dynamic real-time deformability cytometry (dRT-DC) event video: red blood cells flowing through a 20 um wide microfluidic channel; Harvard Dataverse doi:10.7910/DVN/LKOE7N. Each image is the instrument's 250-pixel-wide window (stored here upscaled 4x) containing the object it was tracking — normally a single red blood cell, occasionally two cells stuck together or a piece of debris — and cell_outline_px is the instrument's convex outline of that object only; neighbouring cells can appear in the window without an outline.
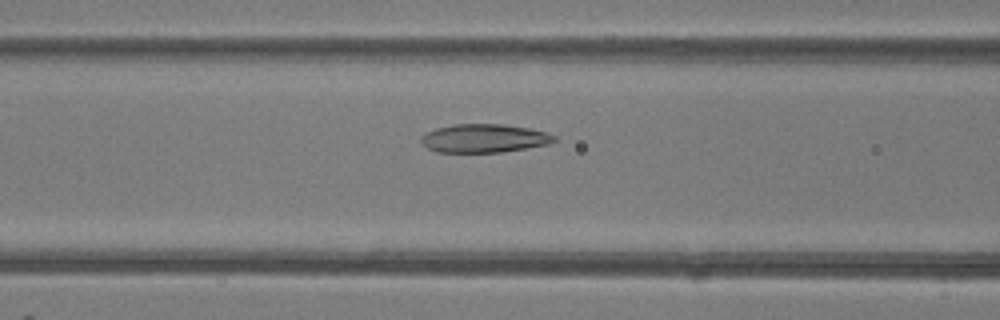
{"species": "common noctule bat (a hibernating species)", "species_latin": "Nyctalus noctula", "temperature_condition": "room temperature", "stored_images_in_passage": 37, "camera_frame_rate_fps": 3000, "um_per_image_px": 0.085, "animal": {"sex": "female"}, "frame": {"image": 1, "passage_image": 8, "time_ms": 2.333, "image_size_px": [1000, 320], "cell_outline_px": [[560, 140], [548, 144], [500, 152], [436, 152], [428, 148], [420, 140], [420, 136], [424, 132], [436, 128], [452, 124], [504, 124], [528, 128], [548, 132], [556, 136]], "centroid_in_image_um": [41.15, 11.74], "position_along_channel_um": 125.4, "area_um2": 22.25}}
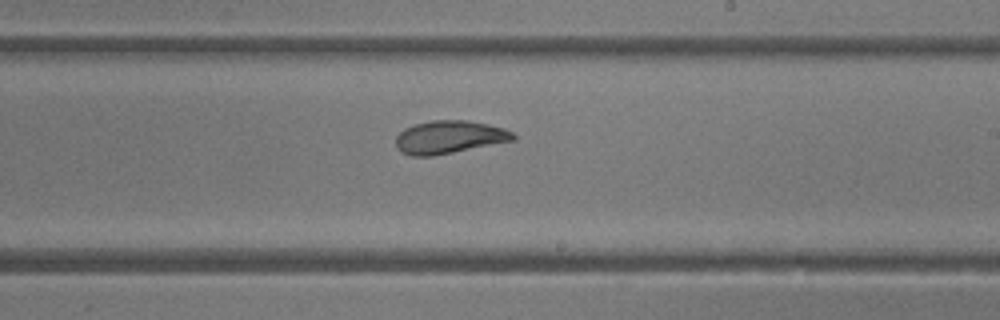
{"frame": {"image": 2, "passage_image": 17, "time_ms": 5.333, "image_size_px": [1000, 320], "cell_outline_px": [[516, 140], [432, 156], [412, 156], [400, 152], [396, 148], [396, 136], [404, 128], [416, 124], [432, 120], [468, 120], [488, 124], [504, 128], [512, 132], [516, 136]], "centroid_in_image_um": [38.18, 11.65], "position_along_channel_um": 250.8, "area_um2": 22.6}}
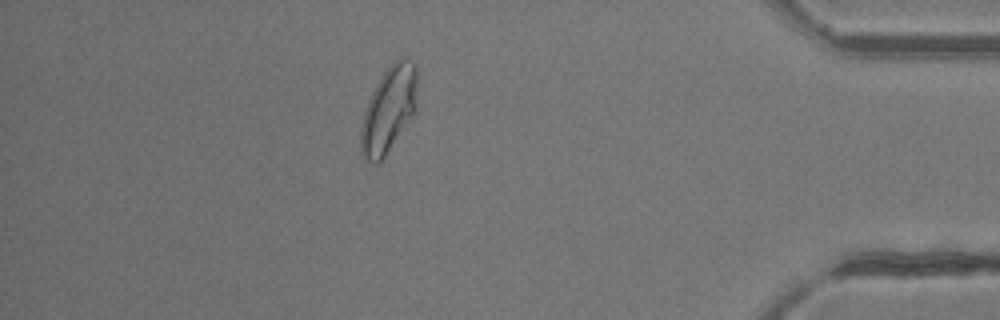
{"frame": {"image": 3, "passage_image": 31, "time_ms": 10.0, "image_size_px": [1000, 320], "cell_outline_px": [[416, 112], [384, 156], [376, 164], [372, 164], [364, 160], [360, 148], [360, 128], [364, 112], [372, 92], [376, 84], [384, 72], [400, 56], [404, 56], [416, 64]], "centroid_in_image_um": [33.03, 9.32], "position_along_channel_um": 402.2, "area_um2": 28.15}, "authors_computed_cell_mechanics": {"area_um2": 23.4668, "velocity_mm_per_s": 4.1861, "shape_relaxation_time_tau1_ms": 5.0366, "shape_relaxation_time_tau2_ms": 1.5158, "deformation_change_tau1": 0.1747, "deformation_change_tau2": 0.0591}}